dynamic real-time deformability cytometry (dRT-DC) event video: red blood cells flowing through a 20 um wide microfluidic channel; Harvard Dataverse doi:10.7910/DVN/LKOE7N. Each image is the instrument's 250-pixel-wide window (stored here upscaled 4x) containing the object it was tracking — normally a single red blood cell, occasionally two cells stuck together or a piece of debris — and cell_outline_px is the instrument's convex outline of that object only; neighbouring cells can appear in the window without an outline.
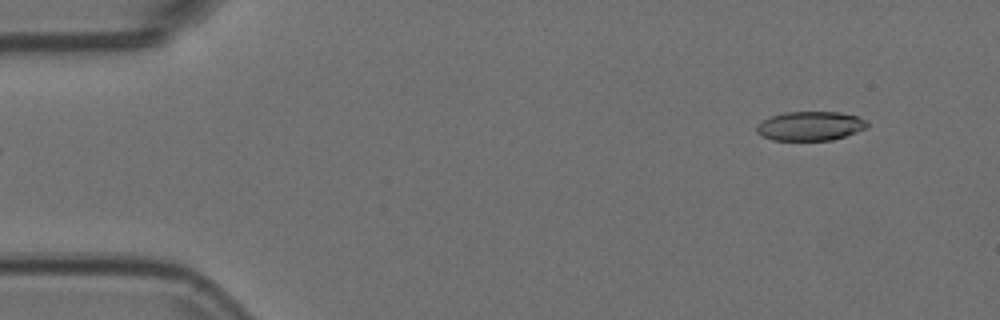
{"species": "Egyptian fruit bat (a non-hibernating species)", "species_latin": "Rousettus aegyptiacus", "temperature_condition": "room temperature", "stored_images_in_passage": 48, "camera_frame_rate_fps": 3000, "um_per_image_px": 0.085, "animal": {"sex": "female"}, "frame": {"image": 1, "passage_image": 1, "time_ms": 0.0, "image_size_px": [1000, 320], "cell_outline_px": [[868, 128], [832, 140], [772, 140], [760, 136], [756, 132], [756, 124], [772, 116], [784, 112], [840, 112], [856, 116], [864, 120], [868, 124]], "centroid_in_image_um": [68.84, 10.71], "position_along_channel_um": 16.2, "area_um2": 18.79}}
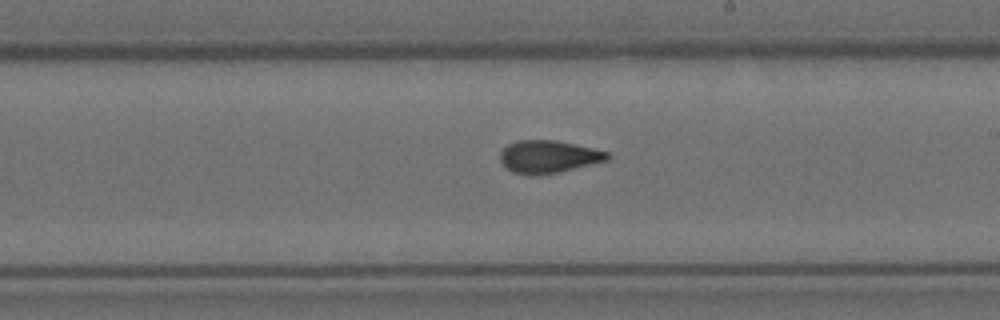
{"frame": {"image": 2, "passage_image": 27, "time_ms": 8.667, "image_size_px": [1000, 320], "cell_outline_px": [[612, 156], [608, 160], [560, 172], [532, 176], [512, 172], [504, 168], [500, 160], [500, 152], [508, 144], [516, 140], [556, 140], [592, 148], [608, 152]], "centroid_in_image_um": [46.59, 13.33], "position_along_channel_um": 242.4, "area_um2": 20.58}}
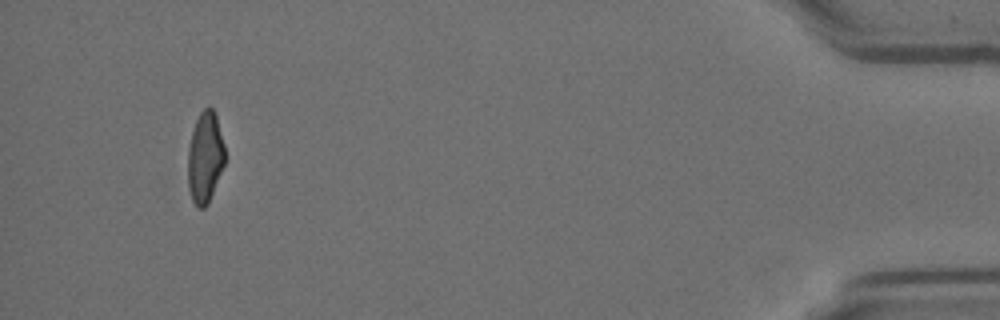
{"frame": {"image": 3, "passage_image": 47, "time_ms": 15.333, "image_size_px": [1000, 320], "cell_outline_px": [[224, 164], [208, 204], [204, 208], [196, 208], [192, 200], [188, 188], [188, 148], [192, 132], [196, 120], [200, 112], [208, 104], [216, 112], [224, 144]], "centroid_in_image_um": [17.42, 13.36], "position_along_channel_um": 417.8, "area_um2": 19.83}}